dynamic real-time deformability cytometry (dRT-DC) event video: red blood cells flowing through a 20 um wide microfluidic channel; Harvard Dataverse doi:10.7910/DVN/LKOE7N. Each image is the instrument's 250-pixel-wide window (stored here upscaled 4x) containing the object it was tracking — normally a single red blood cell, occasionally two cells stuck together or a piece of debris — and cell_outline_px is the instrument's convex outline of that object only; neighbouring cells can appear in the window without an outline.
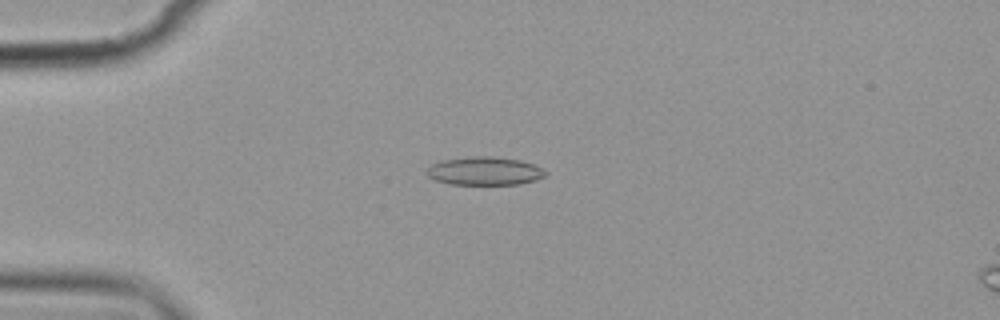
{"species": "common noctule bat (a hibernating species)", "species_latin": "Nyctalus noctula", "temperature_condition": "cold", "stored_images_in_passage": 4, "camera_frame_rate_fps": 3000, "um_per_image_px": 0.085, "animal": {"sex": "female", "body_mass_g": 19.9}, "frame": {"image": 1, "passage_image": 3, "time_ms": 3.333, "image_size_px": [1000, 320], "cell_outline_px": [[548, 176], [536, 180], [520, 184], [448, 184], [436, 180], [428, 176], [428, 168], [432, 164], [440, 160], [472, 156], [492, 156], [520, 160], [544, 168], [548, 172]], "centroid_in_image_um": [41.24, 14.53], "position_along_channel_um": 43.8, "area_um2": 19.71}}